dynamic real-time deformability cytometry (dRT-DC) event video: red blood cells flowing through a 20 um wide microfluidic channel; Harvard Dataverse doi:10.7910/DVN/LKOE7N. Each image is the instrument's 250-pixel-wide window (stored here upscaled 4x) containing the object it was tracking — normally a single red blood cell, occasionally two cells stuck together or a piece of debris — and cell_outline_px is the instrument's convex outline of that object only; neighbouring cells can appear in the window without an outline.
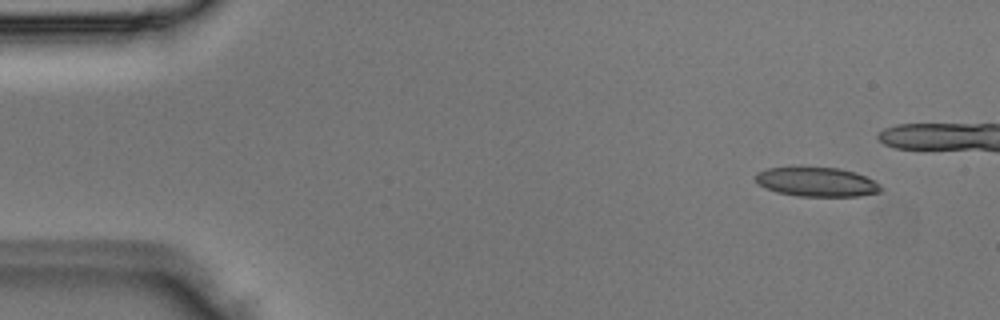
{"species": "Egyptian fruit bat (a non-hibernating species)", "species_latin": "Rousettus aegyptiacus", "temperature_condition": "room temperature", "stored_images_in_passage": 4, "camera_frame_rate_fps": 3000, "um_per_image_px": 0.085, "animal": {"sex": "male"}, "frame": {"image": 1, "passage_image": 1, "time_ms": 0.0, "image_size_px": [1000, 320], "cell_outline_px": [[884, 188], [880, 192], [860, 196], [800, 196], [776, 192], [764, 188], [752, 176], [756, 172], [768, 168], [840, 168], [856, 172], [880, 184]], "centroid_in_image_um": [69.42, 15.47], "position_along_channel_um": 15.6, "area_um2": 21.33}}